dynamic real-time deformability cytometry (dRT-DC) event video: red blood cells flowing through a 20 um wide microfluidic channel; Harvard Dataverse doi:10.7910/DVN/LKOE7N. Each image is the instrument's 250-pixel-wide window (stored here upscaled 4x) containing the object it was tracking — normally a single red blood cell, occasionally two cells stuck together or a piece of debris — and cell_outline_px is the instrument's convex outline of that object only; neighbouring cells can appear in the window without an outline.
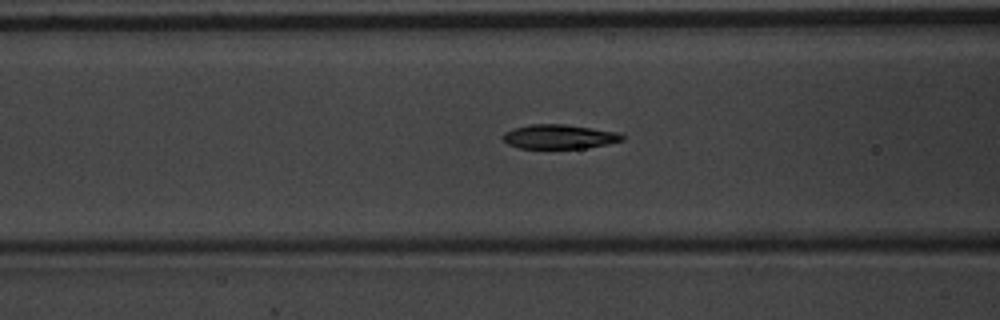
{"species": "common noctule bat (a hibernating species)", "species_latin": "Nyctalus noctula", "temperature_condition": "warm", "stored_images_in_passage": 56, "camera_frame_rate_fps": 3000, "um_per_image_px": 0.085, "animal": {"sex": "male", "body_mass_g": 20.1, "forearm_length_mm": 53.5}, "frame": {"image": 1, "passage_image": 22, "time_ms": 7.0, "image_size_px": [1000, 320], "cell_outline_px": [[624, 140], [588, 148], [520, 148], [508, 144], [504, 140], [504, 132], [512, 128], [528, 124], [564, 124], [620, 132], [624, 136]], "centroid_in_image_um": [47.55, 11.61], "position_along_channel_um": 119.0, "area_um2": 16.94}}
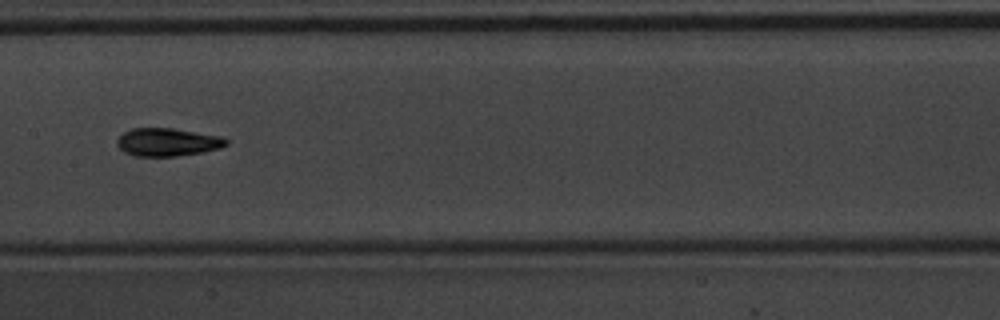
{"frame": {"image": 2, "passage_image": 28, "time_ms": 9.0, "image_size_px": [1000, 320], "cell_outline_px": [[228, 144], [220, 148], [204, 152], [176, 156], [136, 156], [124, 152], [116, 144], [116, 140], [124, 132], [132, 128], [172, 128], [224, 136], [228, 140]], "centroid_in_image_um": [14.27, 12.07], "position_along_channel_um": 193.1, "area_um2": 17.98}}
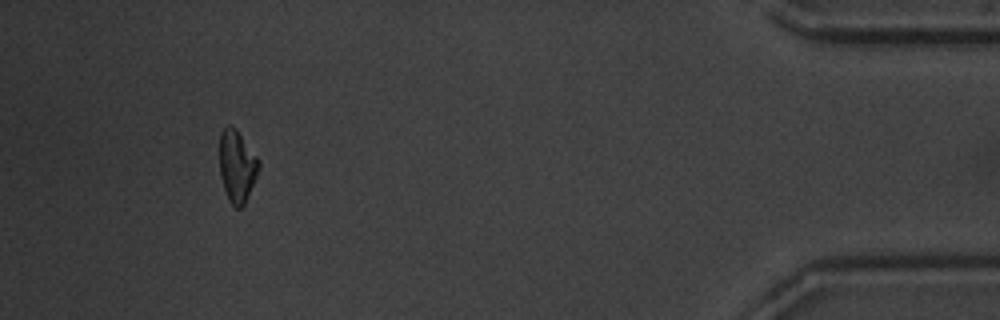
{"frame": {"image": 3, "passage_image": 51, "time_ms": 16.667, "image_size_px": [1000, 320], "cell_outline_px": [[260, 168], [244, 204], [240, 208], [236, 208], [228, 200], [224, 188], [220, 172], [220, 132], [228, 124], [236, 128], [260, 160]], "centroid_in_image_um": [20.15, 14.09], "position_along_channel_um": 415.0, "area_um2": 16.42}, "authors_computed_cell_mechanics": {"area_um2": 16.9354, "velocity_mm_per_s": 3.6921, "shape_relaxation_time_tau1_ms": 4.1405, "shape_relaxation_time_tau2_ms": 4.4926, "deformation_change_tau1": 0.1626, "deformation_change_tau2": 0.0958}}